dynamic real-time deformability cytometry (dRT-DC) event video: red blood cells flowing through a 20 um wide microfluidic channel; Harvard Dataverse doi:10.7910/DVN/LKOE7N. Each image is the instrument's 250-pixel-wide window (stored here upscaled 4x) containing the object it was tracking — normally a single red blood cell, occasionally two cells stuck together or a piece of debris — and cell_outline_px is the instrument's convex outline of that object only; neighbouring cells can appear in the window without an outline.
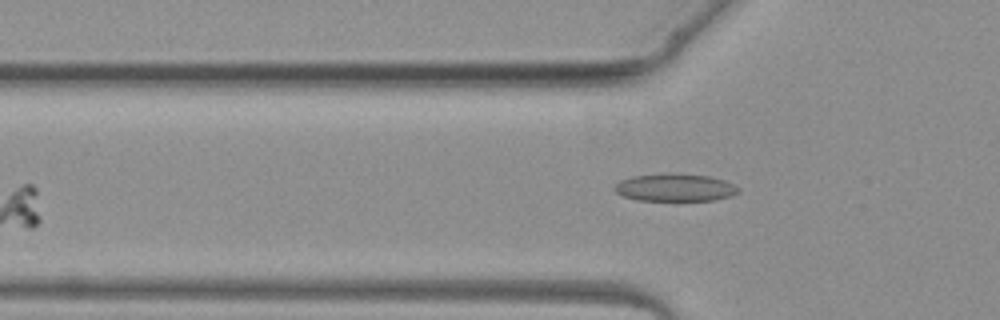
{"species": "common noctule bat (a hibernating species)", "species_latin": "Nyctalus noctula", "temperature_condition": "warm", "stored_images_in_passage": 5, "camera_frame_rate_fps": 3000, "um_per_image_px": 0.085, "animal": {"sex": "female", "body_mass_g": 19.3, "forearm_length_mm": 54.1}, "frame": {"image": 1, "passage_image": 4, "time_ms": 3.667, "image_size_px": [1000, 320], "cell_outline_px": [[740, 192], [732, 196], [716, 200], [636, 200], [624, 196], [616, 192], [612, 188], [620, 180], [632, 176], [708, 176], [724, 180], [740, 188]], "centroid_in_image_um": [57.4, 15.99], "position_along_channel_um": 68.4, "area_um2": 19.02}}
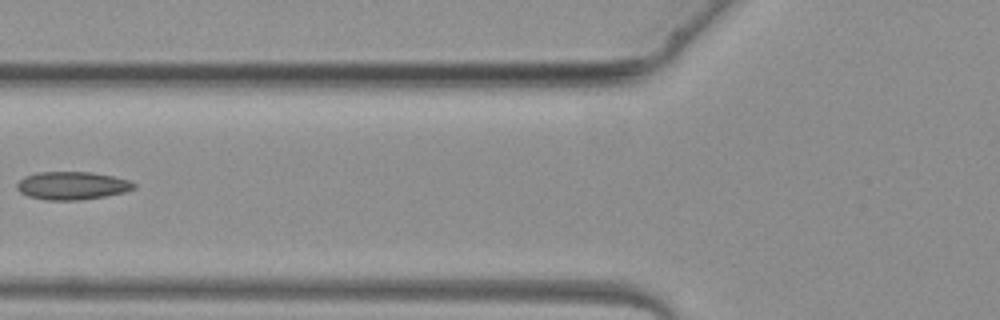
{"frame": {"image": 2, "passage_image": 5, "time_ms": 4.667, "image_size_px": [1000, 320], "cell_outline_px": [[136, 188], [124, 192], [104, 196], [80, 200], [44, 200], [28, 196], [20, 192], [16, 188], [16, 184], [24, 176], [36, 172], [92, 172], [132, 180], [136, 184]], "centroid_in_image_um": [6.13, 15.77], "position_along_channel_um": 119.7, "area_um2": 19.25}}